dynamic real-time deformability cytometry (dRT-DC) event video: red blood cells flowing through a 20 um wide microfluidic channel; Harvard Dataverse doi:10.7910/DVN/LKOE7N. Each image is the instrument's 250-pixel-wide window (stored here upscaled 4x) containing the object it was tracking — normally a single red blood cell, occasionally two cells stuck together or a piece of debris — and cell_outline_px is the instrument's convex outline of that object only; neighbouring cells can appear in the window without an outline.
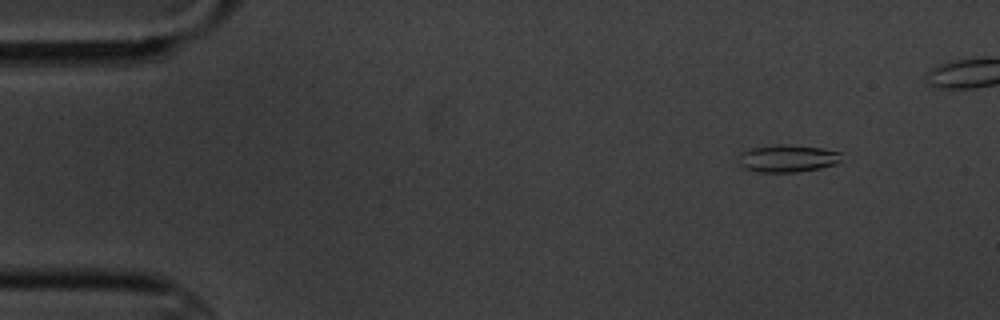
{"species": "common noctule bat (a hibernating species)", "species_latin": "Nyctalus noctula", "temperature_condition": "cold", "stored_images_in_passage": 6, "camera_frame_rate_fps": 3000, "um_per_image_px": 0.085, "animal": {"sex": "male", "body_mass_g": 20.1, "forearm_length_mm": 53.5}, "frame": {"image": 1, "passage_image": 1, "time_ms": 0.0, "image_size_px": [1000, 320], "cell_outline_px": [[840, 160], [836, 164], [820, 168], [796, 172], [756, 172], [744, 168], [736, 160], [736, 156], [740, 152], [752, 148], [776, 144], [788, 144], [820, 148], [840, 152]], "centroid_in_image_um": [66.86, 13.46], "position_along_channel_um": 18.1, "area_um2": 16.59}}
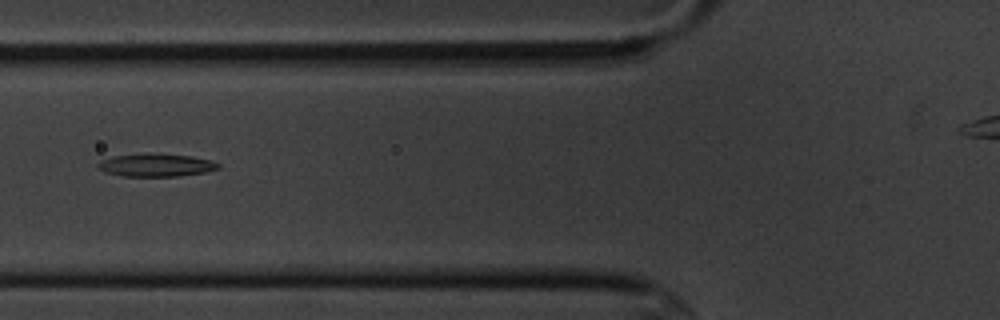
{"frame": {"image": 2, "passage_image": 5, "time_ms": 5.333, "image_size_px": [1000, 320], "cell_outline_px": [[220, 168], [204, 172], [180, 176], [120, 176], [104, 172], [96, 164], [100, 160], [112, 156], [144, 152], [148, 152], [192, 156], [212, 160], [220, 164]], "centroid_in_image_um": [13.24, 14.01], "position_along_channel_um": 112.6, "area_um2": 16.42}}
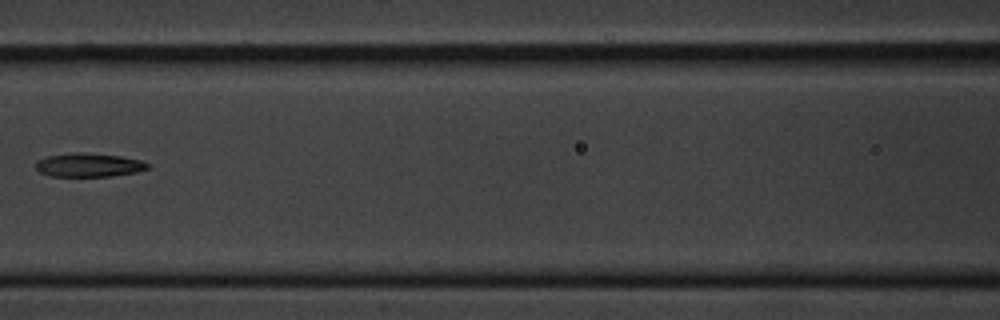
{"frame": {"image": 3, "passage_image": 6, "time_ms": 6.667, "image_size_px": [1000, 320], "cell_outline_px": [[152, 168], [136, 172], [112, 176], [52, 176], [40, 172], [36, 168], [36, 160], [48, 156], [76, 152], [80, 152], [120, 156], [140, 160], [152, 164]], "centroid_in_image_um": [7.6, 14.03], "position_along_channel_um": 159.0, "area_um2": 15.49}}